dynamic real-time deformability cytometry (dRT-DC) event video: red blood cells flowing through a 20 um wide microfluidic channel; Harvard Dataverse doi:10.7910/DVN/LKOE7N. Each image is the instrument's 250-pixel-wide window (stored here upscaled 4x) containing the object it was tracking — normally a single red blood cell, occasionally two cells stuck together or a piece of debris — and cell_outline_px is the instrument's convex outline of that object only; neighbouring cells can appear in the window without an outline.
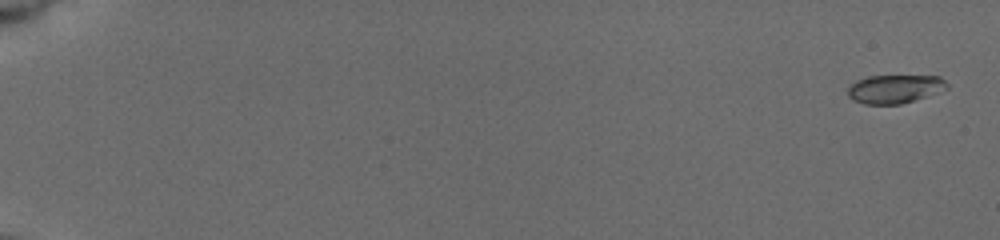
{"species": "common noctule bat (a hibernating species)", "species_latin": "Nyctalus noctula", "temperature_condition": "cold", "stored_images_in_passage": 19, "camera_frame_rate_fps": 3000, "um_per_image_px": 0.085, "animal": {"sex": "female", "body_mass_g": 19.5, "forearm_length_mm": 54.1}, "frame": {"image": 1, "passage_image": 1, "time_ms": 0.0, "image_size_px": [1000, 240], "cell_outline_px": [[948, 88], [900, 104], [864, 104], [852, 100], [848, 96], [848, 88], [856, 80], [868, 76], [940, 76], [948, 84]], "centroid_in_image_um": [76.01, 7.55], "position_along_channel_um": 9.0, "area_um2": 16.24}}
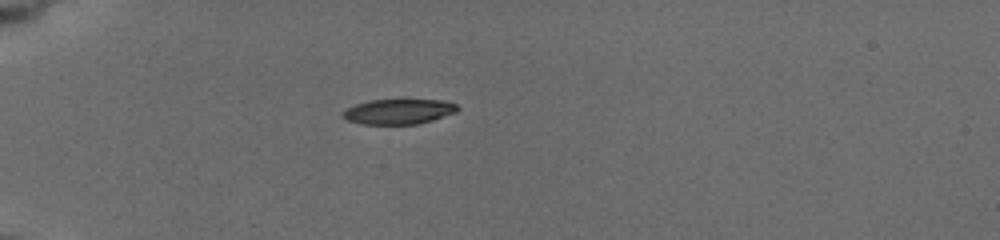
{"frame": {"image": 2, "passage_image": 14, "time_ms": 5.667, "image_size_px": [1000, 240], "cell_outline_px": [[460, 108], [456, 112], [420, 124], [360, 124], [348, 120], [340, 116], [340, 112], [356, 104], [372, 100], [440, 100], [456, 104]], "centroid_in_image_um": [33.86, 9.49], "position_along_channel_um": 51.1, "area_um2": 16.76}}
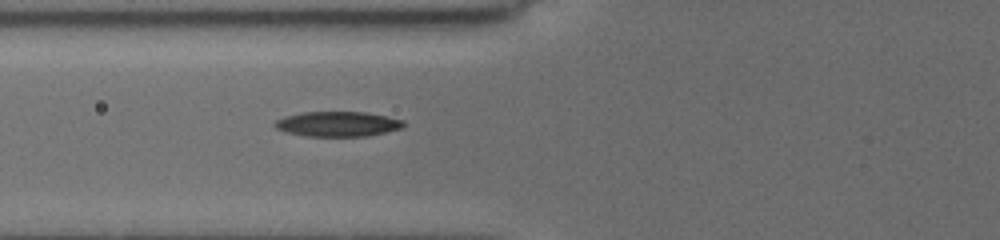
{"frame": {"image": 3, "passage_image": 19, "time_ms": 7.667, "image_size_px": [1000, 240], "cell_outline_px": [[404, 124], [400, 128], [368, 136], [304, 136], [288, 132], [276, 128], [272, 124], [276, 120], [284, 116], [304, 112], [364, 112], [388, 116], [404, 120]], "centroid_in_image_um": [28.68, 10.53], "position_along_channel_um": 97.1, "area_um2": 18.67}}